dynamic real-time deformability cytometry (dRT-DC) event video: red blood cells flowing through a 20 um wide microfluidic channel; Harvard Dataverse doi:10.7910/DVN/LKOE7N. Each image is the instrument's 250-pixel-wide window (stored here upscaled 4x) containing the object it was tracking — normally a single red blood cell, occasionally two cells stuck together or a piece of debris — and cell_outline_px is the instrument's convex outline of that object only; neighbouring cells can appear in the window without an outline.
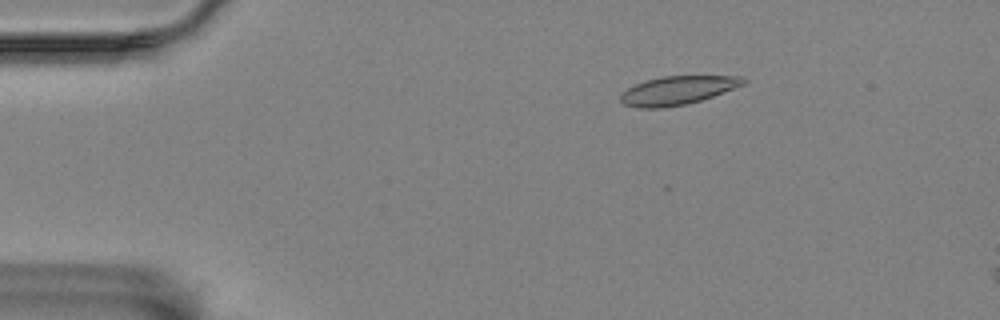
{"species": "Egyptian fruit bat (a non-hibernating species)", "species_latin": "Rousettus aegyptiacus", "temperature_condition": "room temperature", "stored_images_in_passage": 14, "camera_frame_rate_fps": 3000, "um_per_image_px": 0.085, "animal": {"sex": "female"}, "frame": {"image": 1, "passage_image": 7, "time_ms": 2.0, "image_size_px": [1000, 320], "cell_outline_px": [[748, 80], [744, 84], [712, 96], [700, 100], [684, 104], [664, 108], [636, 108], [624, 104], [620, 100], [620, 92], [644, 80], [664, 76], [740, 76]], "centroid_in_image_um": [57.54, 7.68], "position_along_channel_um": 27.5, "area_um2": 20.35}}